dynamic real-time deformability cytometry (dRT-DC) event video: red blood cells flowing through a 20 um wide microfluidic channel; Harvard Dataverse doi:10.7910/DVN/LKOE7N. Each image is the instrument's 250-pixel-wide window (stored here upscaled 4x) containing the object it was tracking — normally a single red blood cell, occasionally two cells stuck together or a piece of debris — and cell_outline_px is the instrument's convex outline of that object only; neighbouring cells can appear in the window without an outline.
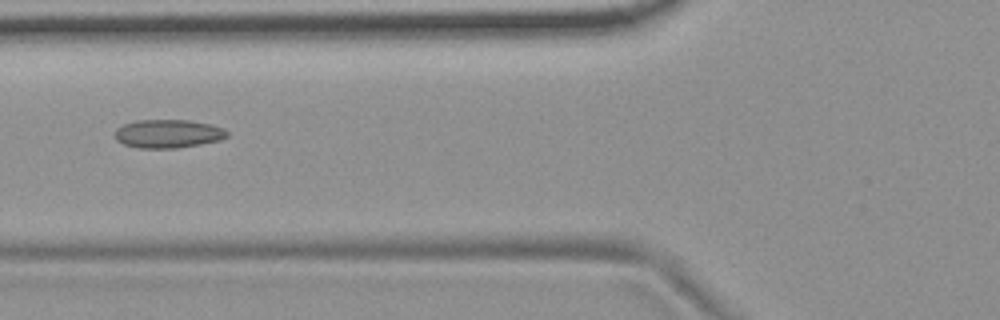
{"species": "common noctule bat (a hibernating species)", "species_latin": "Nyctalus noctula", "temperature_condition": "room temperature", "stored_images_in_passage": 8, "camera_frame_rate_fps": 3000, "um_per_image_px": 0.085, "animal": {"sex": "female", "body_mass_g": 19.9}, "frame": {"image": 1, "passage_image": 7, "time_ms": 2.0, "image_size_px": [1000, 320], "cell_outline_px": [[228, 136], [220, 140], [200, 144], [176, 148], [140, 148], [124, 144], [116, 140], [116, 128], [124, 124], [136, 120], [188, 120], [212, 124], [224, 128], [228, 132]], "centroid_in_image_um": [14.31, 11.36], "position_along_channel_um": 111.5, "area_um2": 18.61}}
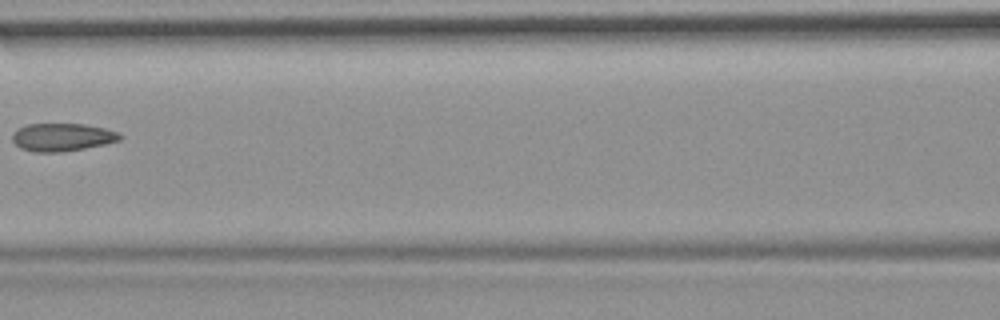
{"frame": {"image": 2, "passage_image": 8, "time_ms": 2.333, "image_size_px": [1000, 320], "cell_outline_px": [[124, 136], [120, 140], [104, 144], [84, 148], [60, 152], [32, 152], [20, 148], [12, 140], [12, 132], [16, 128], [28, 124], [84, 124], [104, 128], [116, 132]], "centroid_in_image_um": [5.24, 11.66], "position_along_channel_um": 161.4, "area_um2": 17.51}}